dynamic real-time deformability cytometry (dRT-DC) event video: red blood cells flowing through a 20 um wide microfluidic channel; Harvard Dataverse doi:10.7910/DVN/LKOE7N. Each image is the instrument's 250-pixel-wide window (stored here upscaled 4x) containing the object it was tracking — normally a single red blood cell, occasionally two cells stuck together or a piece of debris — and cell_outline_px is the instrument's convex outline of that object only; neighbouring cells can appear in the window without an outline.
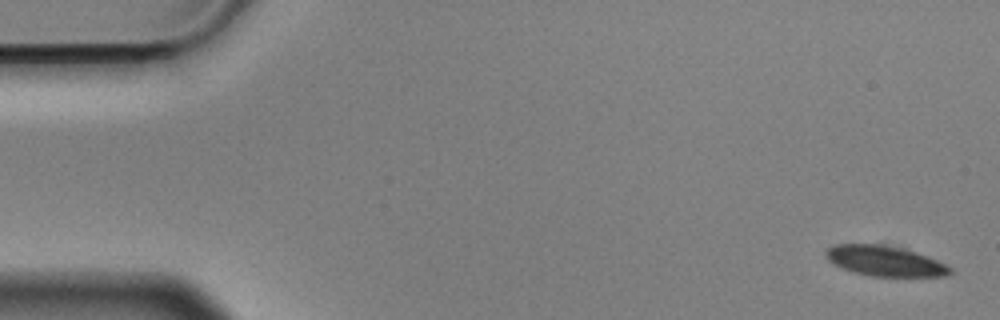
{"species": "Egyptian fruit bat (a non-hibernating species)", "species_latin": "Rousettus aegyptiacus", "temperature_condition": "cold", "stored_images_in_passage": 55, "camera_frame_rate_fps": 3000, "um_per_image_px": 0.085, "animal": {"sex": "male"}, "frame": {"image": 1, "passage_image": 1, "time_ms": 0.0, "image_size_px": [1000, 320], "cell_outline_px": [[952, 272], [944, 276], [868, 276], [852, 272], [840, 268], [828, 260], [824, 256], [824, 252], [828, 248], [836, 244], [880, 244], [900, 248], [936, 260], [952, 268]], "centroid_in_image_um": [75.12, 22.19], "position_along_channel_um": 9.9, "area_um2": 21.68}}
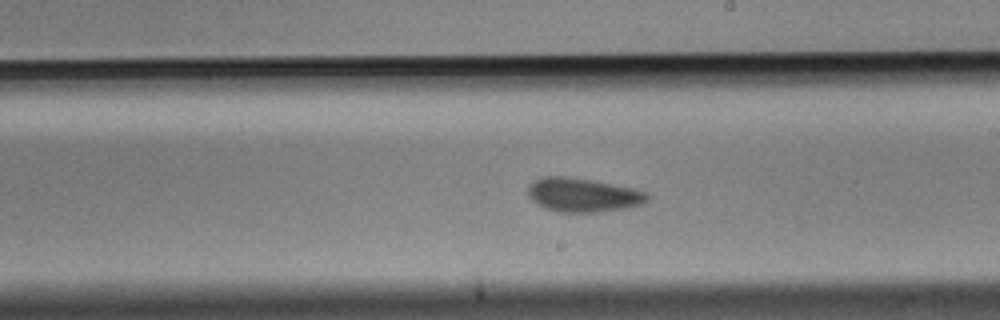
{"frame": {"image": 2, "passage_image": 31, "time_ms": 10.0, "image_size_px": [1000, 320], "cell_outline_px": [[648, 200], [640, 204], [624, 208], [600, 212], [560, 212], [544, 208], [532, 200], [528, 196], [528, 188], [536, 180], [544, 176], [564, 176], [588, 180], [632, 188], [648, 192]], "centroid_in_image_um": [49.54, 16.58], "position_along_channel_um": 239.5, "area_um2": 23.18}}
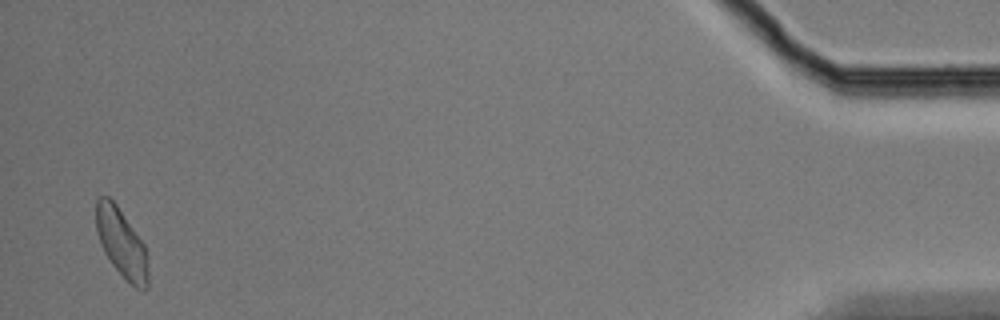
{"frame": {"image": 3, "passage_image": 54, "time_ms": 17.667, "image_size_px": [1000, 320], "cell_outline_px": [[148, 288], [136, 288], [112, 264], [104, 252], [100, 244], [96, 232], [96, 200], [100, 196], [108, 196], [116, 204], [144, 244], [148, 272]], "centroid_in_image_um": [10.3, 20.63], "position_along_channel_um": 424.9, "area_um2": 20.4}, "authors_computed_cell_mechanics": {"area_um2": 22.7732, "velocity_mm_per_s": 3.5515, "shape_relaxation_time_tau1_ms": 3.4565, "shape_relaxation_time_tau2_ms": 4.1706, "deformation_change_tau1": 0.0872, "deformation_change_tau2": 0.0785}}